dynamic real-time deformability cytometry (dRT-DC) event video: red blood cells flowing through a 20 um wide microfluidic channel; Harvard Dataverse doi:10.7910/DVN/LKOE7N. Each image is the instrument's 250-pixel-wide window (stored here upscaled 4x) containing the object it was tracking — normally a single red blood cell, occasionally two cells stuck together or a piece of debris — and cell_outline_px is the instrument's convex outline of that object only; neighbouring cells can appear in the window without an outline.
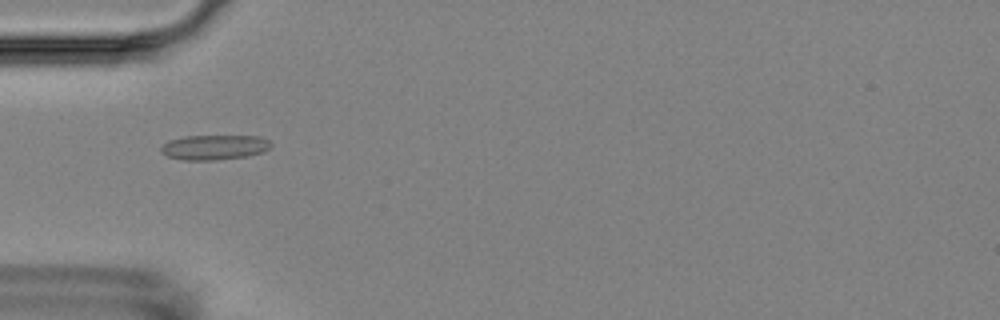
{"species": "Egyptian fruit bat (a non-hibernating species)", "species_latin": "Rousettus aegyptiacus", "temperature_condition": "room temperature", "stored_images_in_passage": 5, "camera_frame_rate_fps": 3000, "um_per_image_px": 0.085, "animal": {"sex": "female"}, "frame": {"image": 1, "passage_image": 5, "time_ms": 4.667, "image_size_px": [1000, 320], "cell_outline_px": [[272, 144], [264, 152], [248, 156], [216, 160], [184, 160], [168, 156], [160, 152], [160, 148], [168, 140], [184, 136], [260, 136], [268, 140]], "centroid_in_image_um": [18.21, 12.52], "position_along_channel_um": 66.8, "area_um2": 16.01}}